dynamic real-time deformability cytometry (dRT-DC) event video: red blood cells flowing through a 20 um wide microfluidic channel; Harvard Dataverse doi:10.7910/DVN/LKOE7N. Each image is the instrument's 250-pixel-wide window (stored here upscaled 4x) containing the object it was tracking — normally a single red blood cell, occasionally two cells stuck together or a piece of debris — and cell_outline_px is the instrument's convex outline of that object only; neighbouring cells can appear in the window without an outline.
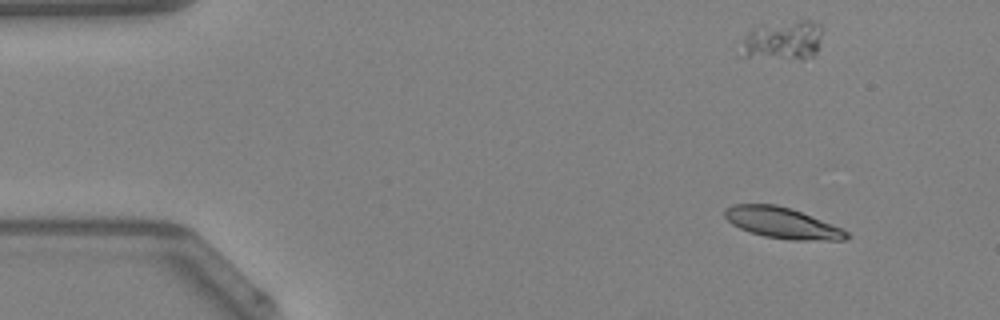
{"species": "Egyptian fruit bat (a non-hibernating species)", "species_latin": "Rousettus aegyptiacus", "temperature_condition": "warm", "stored_images_in_passage": 44, "camera_frame_rate_fps": 3000, "um_per_image_px": 0.085, "animal": {"sex": "female"}, "frame": {"image": 1, "passage_image": 1, "time_ms": 0.0, "image_size_px": [1000, 320], "cell_outline_px": [[852, 236], [844, 240], [792, 240], [764, 236], [740, 228], [732, 224], [724, 216], [724, 212], [732, 204], [776, 204], [800, 212], [840, 228], [848, 232]], "centroid_in_image_um": [66.48, 18.96], "position_along_channel_um": 18.5, "area_um2": 21.5}}